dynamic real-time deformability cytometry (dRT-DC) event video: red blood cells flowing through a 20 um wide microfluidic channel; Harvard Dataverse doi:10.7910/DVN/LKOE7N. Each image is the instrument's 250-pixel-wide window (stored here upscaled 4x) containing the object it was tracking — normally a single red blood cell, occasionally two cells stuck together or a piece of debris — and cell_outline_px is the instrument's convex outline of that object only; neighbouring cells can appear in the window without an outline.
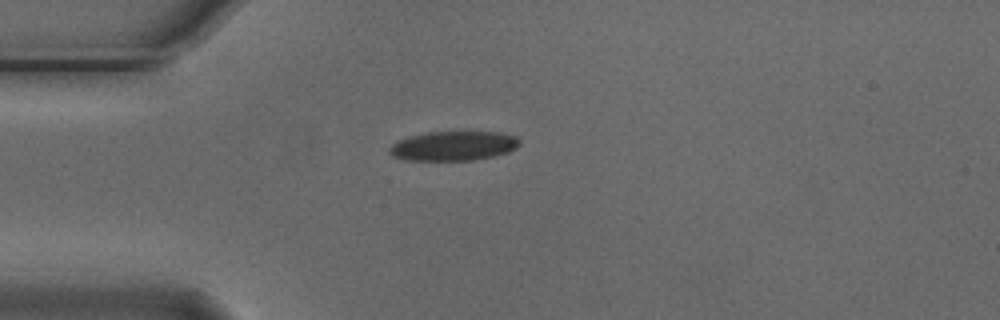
{"species": "Egyptian fruit bat (a non-hibernating species)", "species_latin": "Rousettus aegyptiacus", "temperature_condition": "cold", "stored_images_in_passage": 1, "camera_frame_rate_fps": 3000, "um_per_image_px": 0.085, "animal": {"sex": "male"}, "frame": {"image": 1, "passage_image": 1, "time_ms": 0.0, "image_size_px": [1000, 320], "cell_outline_px": [[520, 144], [516, 148], [508, 152], [492, 156], [472, 160], [408, 160], [392, 156], [388, 152], [388, 148], [396, 140], [408, 136], [428, 132], [500, 132], [516, 136], [520, 140]], "centroid_in_image_um": [38.52, 12.39], "position_along_channel_um": 46.5, "area_um2": 22.43}}